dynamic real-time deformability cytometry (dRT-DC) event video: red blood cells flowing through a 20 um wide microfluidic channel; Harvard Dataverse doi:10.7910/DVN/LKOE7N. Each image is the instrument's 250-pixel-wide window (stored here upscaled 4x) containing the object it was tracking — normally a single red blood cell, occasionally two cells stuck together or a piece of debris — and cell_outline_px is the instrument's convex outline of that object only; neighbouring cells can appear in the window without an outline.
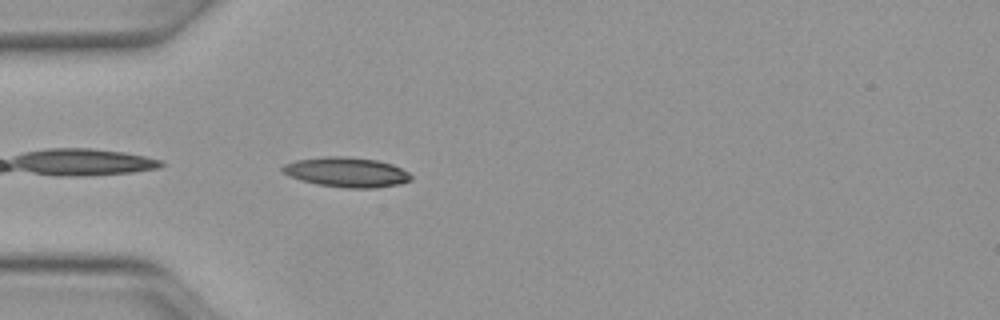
{"species": "Egyptian fruit bat (a non-hibernating species)", "species_latin": "Rousettus aegyptiacus", "temperature_condition": "warm", "stored_images_in_passage": 22, "camera_frame_rate_fps": 3000, "um_per_image_px": 0.085, "animal": {"sex": "female"}, "frame": {"image": 1, "passage_image": 1, "time_ms": 0.0, "image_size_px": [1000, 320], "cell_outline_px": [[412, 180], [400, 184], [376, 188], [348, 188], [316, 184], [300, 180], [288, 176], [280, 168], [284, 164], [296, 160], [324, 156], [344, 156], [376, 160], [392, 164], [408, 172], [412, 176]], "centroid_in_image_um": [29.45, 14.64], "position_along_channel_um": 55.5, "area_um2": 22.43}}
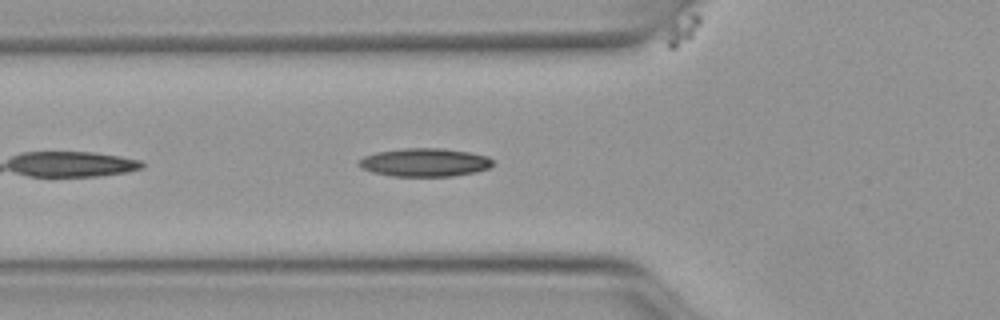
{"frame": {"image": 2, "passage_image": 4, "time_ms": 1.0, "image_size_px": [1000, 320], "cell_outline_px": [[492, 164], [488, 168], [476, 172], [452, 176], [392, 176], [372, 172], [360, 168], [360, 160], [364, 156], [376, 152], [404, 148], [440, 148], [468, 152], [488, 156], [492, 160]], "centroid_in_image_um": [36.09, 13.8], "position_along_channel_um": 89.7, "area_um2": 21.96}}